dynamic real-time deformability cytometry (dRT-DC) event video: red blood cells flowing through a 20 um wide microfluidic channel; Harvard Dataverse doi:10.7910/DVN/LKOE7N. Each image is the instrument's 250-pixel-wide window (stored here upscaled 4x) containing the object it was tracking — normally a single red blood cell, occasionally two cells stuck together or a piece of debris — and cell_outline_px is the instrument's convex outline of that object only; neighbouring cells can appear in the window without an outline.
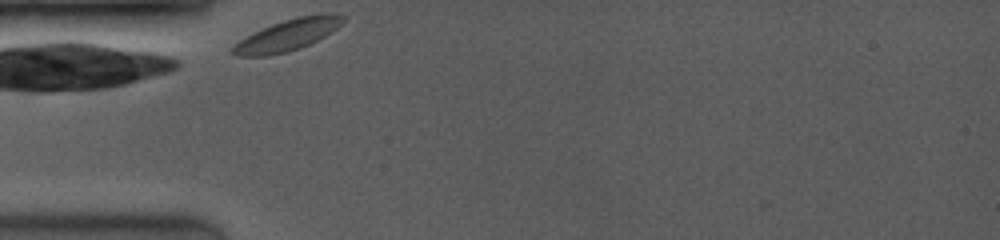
{"species": "common noctule bat (a hibernating species)", "species_latin": "Nyctalus noctula", "temperature_condition": "room temperature", "stored_images_in_passage": 28, "camera_frame_rate_fps": 3500, "um_per_image_px": 0.085, "animal": {"sex": "female", "body_mass_g": 19.0, "forearm_length_mm": 53.3}, "frame": {"image": 1, "passage_image": 1, "time_ms": 0.0, "image_size_px": [1000, 240], "cell_outline_px": [[344, 20], [336, 28], [324, 36], [300, 48], [288, 52], [268, 56], [236, 56], [228, 52], [240, 40], [272, 24], [284, 20], [300, 16], [328, 12], [344, 16]], "centroid_in_image_um": [24.43, 2.99], "position_along_channel_um": 60.6, "area_um2": 19.83}}
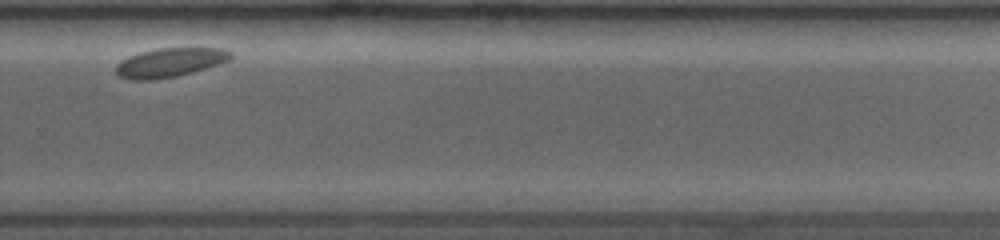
{"frame": {"image": 2, "passage_image": 21, "time_ms": 7.429, "image_size_px": [1000, 240], "cell_outline_px": [[232, 56], [228, 60], [220, 64], [192, 72], [176, 76], [152, 80], [132, 80], [120, 76], [116, 72], [116, 64], [120, 60], [128, 56], [140, 52], [156, 48], [220, 48], [232, 52]], "centroid_in_image_um": [14.41, 5.31], "position_along_channel_um": 315.4, "area_um2": 19.42}}
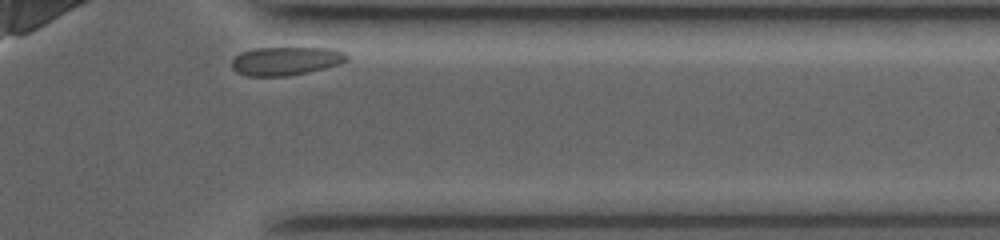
{"frame": {"image": 3, "passage_image": 27, "time_ms": 9.429, "image_size_px": [1000, 240], "cell_outline_px": [[348, 60], [340, 64], [308, 72], [288, 76], [248, 76], [236, 72], [232, 68], [232, 60], [240, 52], [256, 48], [332, 48], [344, 52], [348, 56]], "centroid_in_image_um": [24.3, 5.18], "position_along_channel_um": 387.1, "area_um2": 19.13}}